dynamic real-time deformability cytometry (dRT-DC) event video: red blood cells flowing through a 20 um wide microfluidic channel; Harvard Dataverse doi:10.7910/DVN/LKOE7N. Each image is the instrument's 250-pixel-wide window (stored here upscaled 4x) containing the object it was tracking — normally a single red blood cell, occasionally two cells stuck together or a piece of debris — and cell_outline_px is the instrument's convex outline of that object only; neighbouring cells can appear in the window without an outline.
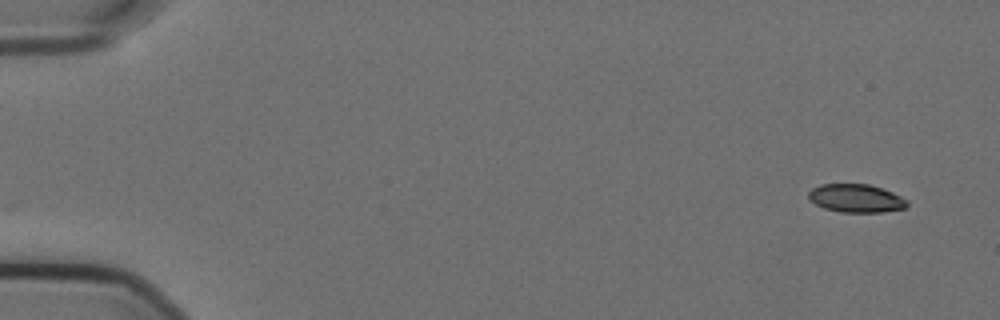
{"species": "Egyptian fruit bat (a non-hibernating species)", "species_latin": "Rousettus aegyptiacus", "temperature_condition": "cold", "stored_images_in_passage": 55, "camera_frame_rate_fps": 3000, "um_per_image_px": 0.085, "animal": {"sex": "female"}, "frame": {"image": 1, "passage_image": 1, "time_ms": 0.0, "image_size_px": [1000, 320], "cell_outline_px": [[908, 204], [904, 208], [884, 212], [840, 212], [824, 208], [808, 200], [808, 192], [812, 188], [820, 184], [868, 184], [892, 192], [908, 200]], "centroid_in_image_um": [72.74, 16.85], "position_along_channel_um": 12.3, "area_um2": 16.24}}
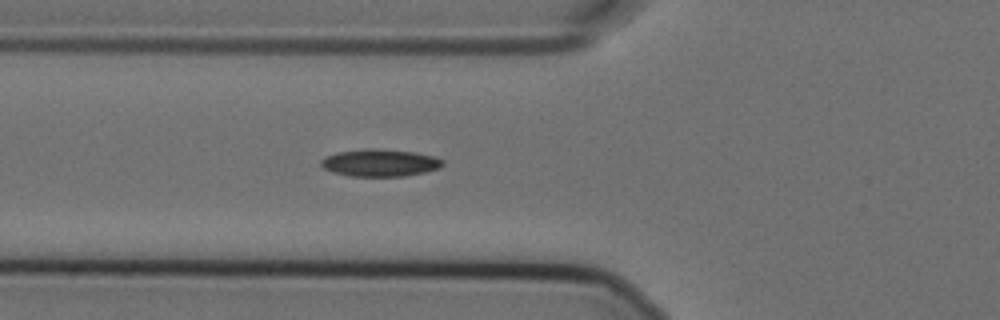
{"frame": {"image": 2, "passage_image": 19, "time_ms": 6.0, "image_size_px": [1000, 320], "cell_outline_px": [[444, 164], [440, 168], [424, 172], [404, 176], [348, 176], [332, 172], [324, 168], [320, 164], [320, 160], [324, 156], [336, 152], [364, 148], [376, 148], [412, 152], [432, 156], [444, 160]], "centroid_in_image_um": [32.25, 13.83], "position_along_channel_um": 93.6, "area_um2": 19.48}}
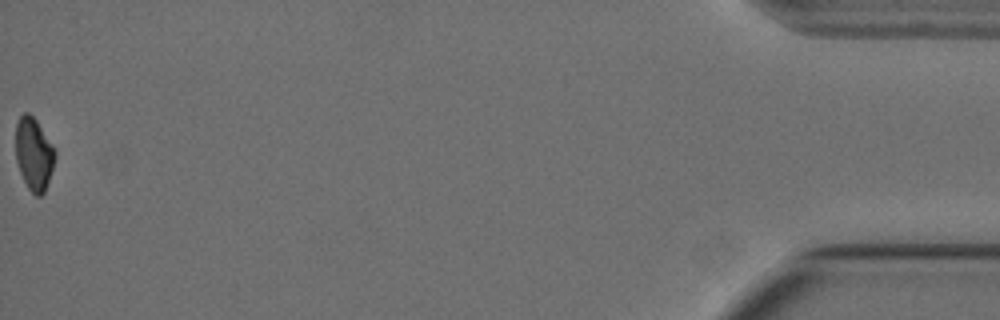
{"frame": {"image": 3, "passage_image": 55, "time_ms": 18.0, "image_size_px": [1000, 320], "cell_outline_px": [[56, 156], [44, 192], [40, 196], [36, 196], [28, 188], [20, 172], [16, 160], [16, 124], [20, 116], [24, 112], [28, 112], [36, 120], [52, 144], [56, 152]], "centroid_in_image_um": [2.87, 13.07], "position_along_channel_um": 432.3, "area_um2": 16.42}, "authors_computed_cell_mechanics": {"area_um2": 18.0336, "velocity_mm_per_s": 3.59, "shape_relaxation_time_tau1_ms": 9.5014, "shape_relaxation_time_tau2_ms": null, "deformation_change_tau1": 0.1876, "deformation_change_tau2": null}}